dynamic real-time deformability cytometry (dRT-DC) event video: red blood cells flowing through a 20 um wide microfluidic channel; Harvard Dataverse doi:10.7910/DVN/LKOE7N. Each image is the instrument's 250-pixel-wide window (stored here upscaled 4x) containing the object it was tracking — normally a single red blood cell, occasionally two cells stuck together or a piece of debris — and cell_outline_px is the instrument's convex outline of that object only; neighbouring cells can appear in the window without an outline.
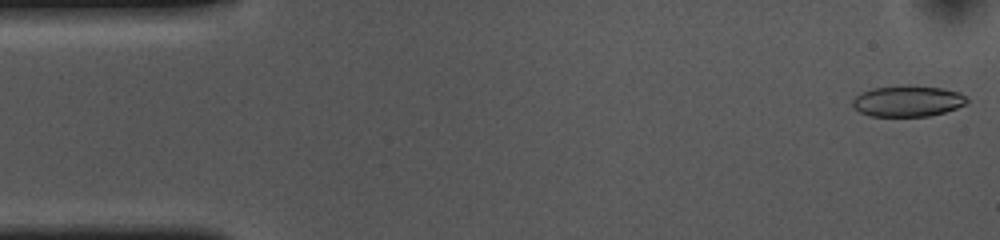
{"species": "common noctule bat (a hibernating species)", "species_latin": "Nyctalus noctula", "temperature_condition": "cold", "stored_images_in_passage": 53, "camera_frame_rate_fps": 3000, "um_per_image_px": 0.085, "animal": {"sex": "female", "body_mass_g": 10.0, "forearm_length_mm": 53.1}, "frame": {"image": 1, "passage_image": 1, "time_ms": 0.0, "image_size_px": [1000, 240], "cell_outline_px": [[968, 100], [964, 104], [956, 108], [944, 112], [928, 116], [872, 116], [860, 112], [852, 104], [852, 100], [860, 92], [872, 88], [940, 88], [960, 92]], "centroid_in_image_um": [77.13, 8.63], "position_along_channel_um": 7.9, "area_um2": 19.71}}
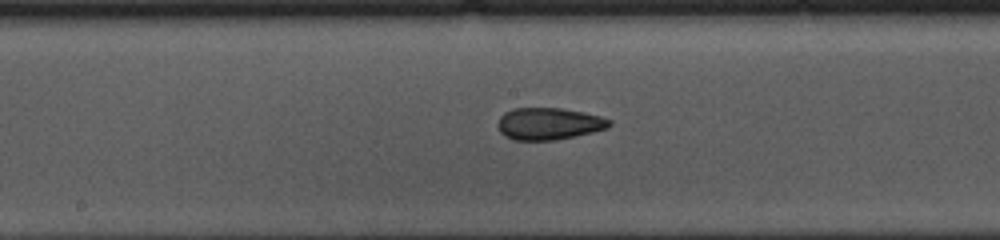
{"frame": {"image": 2, "passage_image": 26, "time_ms": 8.333, "image_size_px": [1000, 240], "cell_outline_px": [[612, 124], [608, 128], [576, 136], [556, 140], [512, 140], [504, 136], [500, 132], [496, 124], [500, 116], [504, 112], [512, 108], [560, 108], [584, 112], [600, 116], [612, 120]], "centroid_in_image_um": [46.63, 10.52], "position_along_channel_um": 201.6, "area_um2": 21.1}}
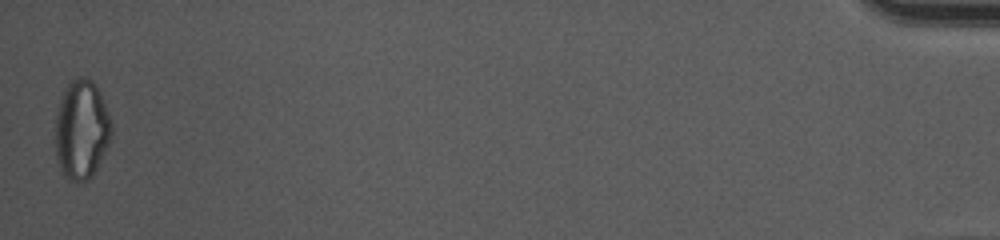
{"frame": {"image": 3, "passage_image": 53, "time_ms": 17.333, "image_size_px": [1000, 240], "cell_outline_px": [[112, 132], [108, 144], [92, 176], [88, 180], [76, 184], [68, 180], [60, 172], [56, 160], [56, 112], [64, 88], [76, 76], [80, 76], [92, 80], [96, 84], [100, 92], [112, 120]], "centroid_in_image_um": [6.92, 11.03], "position_along_channel_um": 428.3, "area_um2": 32.95}, "authors_computed_cell_mechanics": {"area_um2": 21.4438, "velocity_mm_per_s": 3.6308, "shape_relaxation_time_tau1_ms": 6.6108, "shape_relaxation_time_tau2_ms": 3.4505, "deformation_change_tau1": 0.1483, "deformation_change_tau2": 0.0922}}